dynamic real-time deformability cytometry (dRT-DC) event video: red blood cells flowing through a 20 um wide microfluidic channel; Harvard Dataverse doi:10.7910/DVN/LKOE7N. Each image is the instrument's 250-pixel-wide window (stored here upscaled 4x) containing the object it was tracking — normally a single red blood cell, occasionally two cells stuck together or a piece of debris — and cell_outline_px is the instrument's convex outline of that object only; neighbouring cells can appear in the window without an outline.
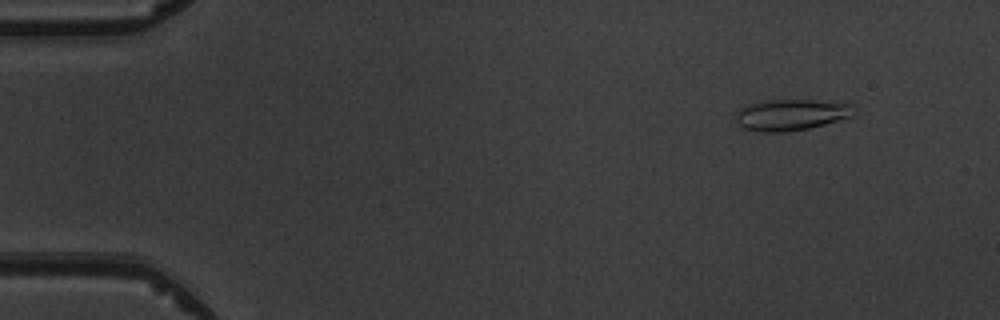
{"species": "common noctule bat (a hibernating species)", "species_latin": "Nyctalus noctula", "temperature_condition": "warm", "stored_images_in_passage": 5, "camera_frame_rate_fps": 3000, "um_per_image_px": 0.085, "animal": {"sex": "male", "body_mass_g": 19.5, "forearm_length_mm": 54.6}, "frame": {"image": 1, "passage_image": 1, "time_ms": 0.0, "image_size_px": [1000, 320], "cell_outline_px": [[852, 116], [824, 124], [808, 128], [784, 132], [760, 132], [744, 128], [736, 120], [736, 112], [740, 108], [764, 100], [816, 100], [852, 104]], "centroid_in_image_um": [67.21, 9.75], "position_along_channel_um": 17.8, "area_um2": 21.15}}
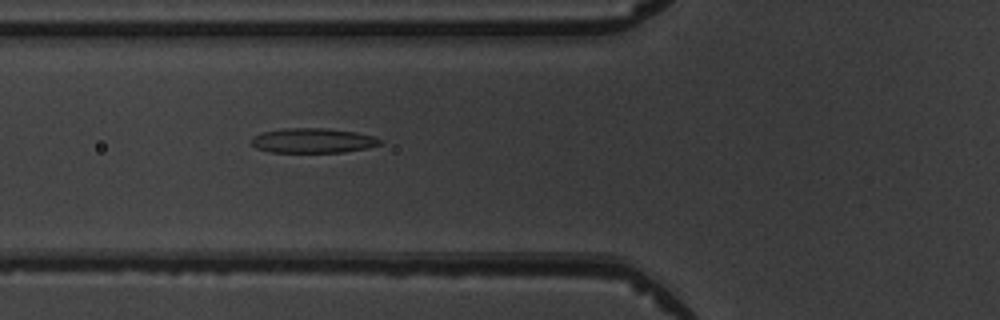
{"frame": {"image": 2, "passage_image": 5, "time_ms": 4.667, "image_size_px": [1000, 320], "cell_outline_px": [[384, 140], [380, 144], [368, 148], [344, 152], [268, 152], [256, 148], [252, 144], [252, 140], [260, 132], [284, 128], [328, 128], [356, 132], [372, 136]], "centroid_in_image_um": [26.61, 11.95], "position_along_channel_um": 99.2, "area_um2": 18.61}}